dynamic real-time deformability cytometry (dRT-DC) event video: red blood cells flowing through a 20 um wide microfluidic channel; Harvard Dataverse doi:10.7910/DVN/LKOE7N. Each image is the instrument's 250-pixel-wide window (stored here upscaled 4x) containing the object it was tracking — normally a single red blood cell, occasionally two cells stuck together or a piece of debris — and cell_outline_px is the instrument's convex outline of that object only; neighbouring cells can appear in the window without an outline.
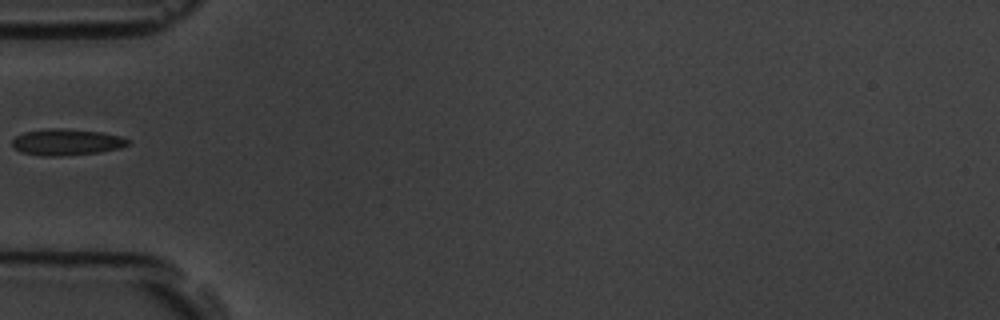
{"species": "common noctule bat (a hibernating species)", "species_latin": "Nyctalus noctula", "temperature_condition": "room temperature", "stored_images_in_passage": 1, "camera_frame_rate_fps": 3000, "um_per_image_px": 0.085, "animal": {"sex": "male", "body_mass_g": 19.5, "forearm_length_mm": 54.6}, "frame": {"image": 1, "passage_image": 1, "time_ms": 0.0, "image_size_px": [1000, 320], "cell_outline_px": [[128, 144], [120, 148], [100, 152], [60, 156], [40, 156], [20, 152], [12, 148], [12, 140], [16, 136], [24, 132], [48, 128], [64, 128], [100, 132], [120, 136], [128, 140]], "centroid_in_image_um": [5.59, 12.08], "position_along_channel_um": 79.4, "area_um2": 17.86}}